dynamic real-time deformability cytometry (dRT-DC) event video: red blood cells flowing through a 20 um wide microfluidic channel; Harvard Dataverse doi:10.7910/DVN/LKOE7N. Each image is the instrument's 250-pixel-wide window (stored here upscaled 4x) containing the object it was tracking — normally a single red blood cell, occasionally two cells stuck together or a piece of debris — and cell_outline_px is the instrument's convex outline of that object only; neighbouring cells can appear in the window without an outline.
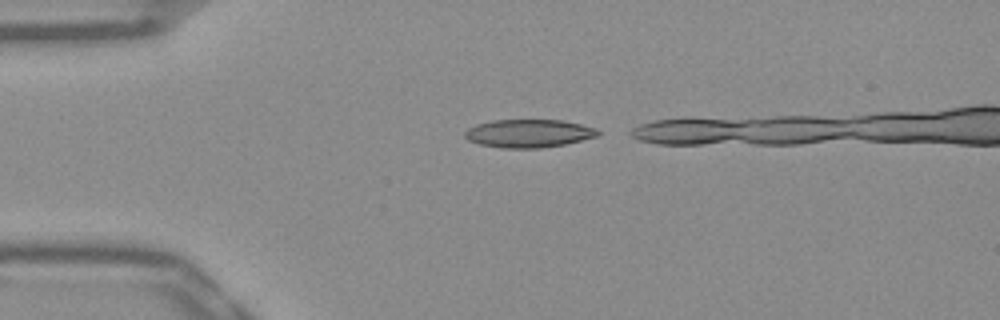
{"species": "Egyptian fruit bat (a non-hibernating species)", "species_latin": "Rousettus aegyptiacus", "temperature_condition": "warm", "stored_images_in_passage": 15, "camera_frame_rate_fps": 3000, "um_per_image_px": 0.085, "frame": {"image": 1, "passage_image": 1, "time_ms": 0.0, "image_size_px": [1000, 320], "cell_outline_px": [[600, 132], [596, 136], [564, 144], [540, 148], [500, 148], [480, 144], [468, 140], [464, 136], [464, 132], [468, 128], [476, 124], [492, 120], [564, 120], [596, 128]], "centroid_in_image_um": [44.9, 11.33], "position_along_channel_um": 40.1, "area_um2": 21.73}}
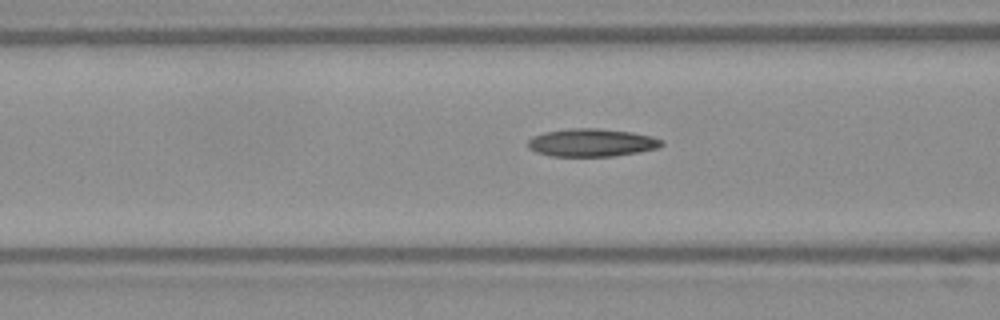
{"frame": {"image": 2, "passage_image": 9, "time_ms": 2.667, "image_size_px": [1000, 320], "cell_outline_px": [[664, 144], [660, 148], [640, 152], [616, 156], [552, 156], [536, 152], [528, 148], [528, 140], [532, 136], [544, 132], [572, 128], [596, 128], [632, 132], [652, 136], [664, 140]], "centroid_in_image_um": [50.33, 12.12], "position_along_channel_um": 116.3, "area_um2": 21.96}}
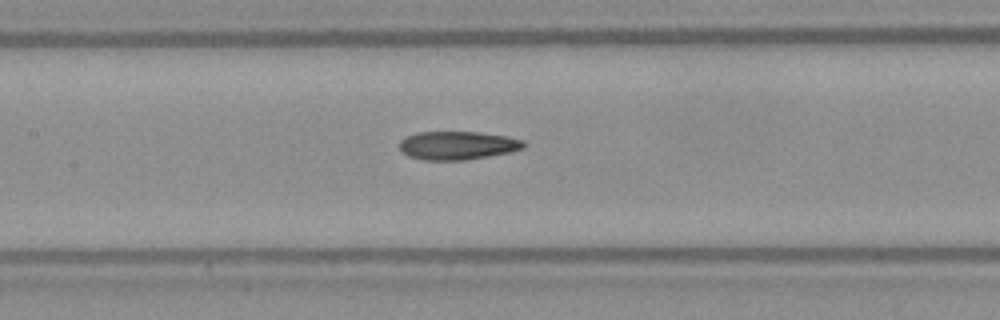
{"frame": {"image": 3, "passage_image": 13, "time_ms": 4.0, "image_size_px": [1000, 320], "cell_outline_px": [[528, 144], [524, 148], [512, 152], [464, 160], [424, 160], [408, 156], [400, 148], [400, 140], [416, 132], [480, 132], [504, 136], [524, 140]], "centroid_in_image_um": [38.93, 12.36], "position_along_channel_um": 168.5, "area_um2": 20.58}}